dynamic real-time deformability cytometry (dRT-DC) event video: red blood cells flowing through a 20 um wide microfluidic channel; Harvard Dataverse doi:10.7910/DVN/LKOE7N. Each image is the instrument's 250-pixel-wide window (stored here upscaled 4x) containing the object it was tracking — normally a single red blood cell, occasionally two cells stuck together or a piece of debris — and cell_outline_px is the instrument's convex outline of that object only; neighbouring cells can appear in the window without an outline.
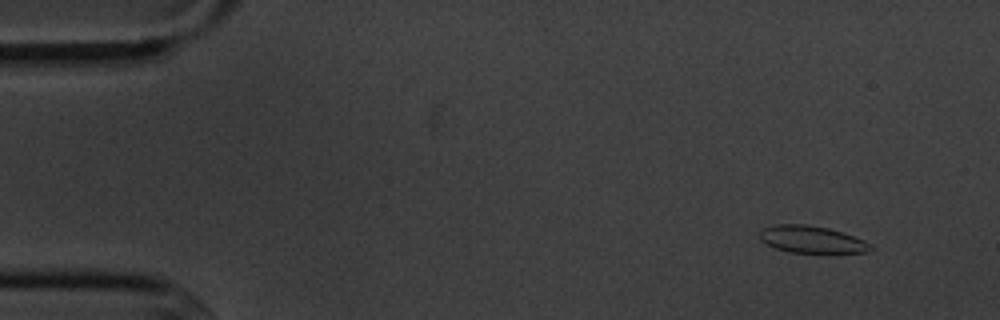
{"species": "common noctule bat (a hibernating species)", "species_latin": "Nyctalus noctula", "temperature_condition": "cold", "stored_images_in_passage": 5, "camera_frame_rate_fps": 3000, "um_per_image_px": 0.085, "animal": {"sex": "male", "body_mass_g": 20.1, "forearm_length_mm": 53.5}, "frame": {"image": 1, "passage_image": 2, "time_ms": 1.0, "image_size_px": [1000, 320], "cell_outline_px": [[876, 248], [868, 252], [836, 256], [820, 256], [788, 252], [776, 248], [760, 240], [760, 232], [764, 228], [776, 224], [804, 224], [828, 228], [864, 240], [872, 244]], "centroid_in_image_um": [69.12, 20.44], "position_along_channel_um": 15.9, "area_um2": 18.67}}